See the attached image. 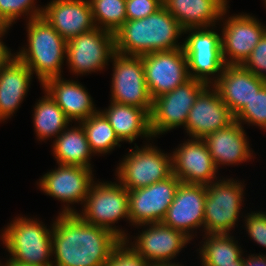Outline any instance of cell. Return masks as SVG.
<instances>
[{
	"mask_svg": "<svg viewBox=\"0 0 266 266\" xmlns=\"http://www.w3.org/2000/svg\"><path fill=\"white\" fill-rule=\"evenodd\" d=\"M10 261L24 265L53 266L51 230L36 219L18 217L1 233ZM50 260V261H49Z\"/></svg>",
	"mask_w": 266,
	"mask_h": 266,
	"instance_id": "cell-4",
	"label": "cell"
},
{
	"mask_svg": "<svg viewBox=\"0 0 266 266\" xmlns=\"http://www.w3.org/2000/svg\"><path fill=\"white\" fill-rule=\"evenodd\" d=\"M227 0H163V6L183 29L207 28L223 20L228 9Z\"/></svg>",
	"mask_w": 266,
	"mask_h": 266,
	"instance_id": "cell-25",
	"label": "cell"
},
{
	"mask_svg": "<svg viewBox=\"0 0 266 266\" xmlns=\"http://www.w3.org/2000/svg\"><path fill=\"white\" fill-rule=\"evenodd\" d=\"M89 3L98 28L114 34L127 20L126 0H89Z\"/></svg>",
	"mask_w": 266,
	"mask_h": 266,
	"instance_id": "cell-31",
	"label": "cell"
},
{
	"mask_svg": "<svg viewBox=\"0 0 266 266\" xmlns=\"http://www.w3.org/2000/svg\"><path fill=\"white\" fill-rule=\"evenodd\" d=\"M33 73L15 55L0 67V121L10 118L27 95Z\"/></svg>",
	"mask_w": 266,
	"mask_h": 266,
	"instance_id": "cell-24",
	"label": "cell"
},
{
	"mask_svg": "<svg viewBox=\"0 0 266 266\" xmlns=\"http://www.w3.org/2000/svg\"><path fill=\"white\" fill-rule=\"evenodd\" d=\"M203 245L199 248L202 266H220L232 264L242 256L234 236L229 234H205Z\"/></svg>",
	"mask_w": 266,
	"mask_h": 266,
	"instance_id": "cell-29",
	"label": "cell"
},
{
	"mask_svg": "<svg viewBox=\"0 0 266 266\" xmlns=\"http://www.w3.org/2000/svg\"><path fill=\"white\" fill-rule=\"evenodd\" d=\"M181 181L172 174L148 187L129 190V217L134 226L161 223Z\"/></svg>",
	"mask_w": 266,
	"mask_h": 266,
	"instance_id": "cell-12",
	"label": "cell"
},
{
	"mask_svg": "<svg viewBox=\"0 0 266 266\" xmlns=\"http://www.w3.org/2000/svg\"><path fill=\"white\" fill-rule=\"evenodd\" d=\"M33 123L37 139L57 137L70 124L63 110L45 91V96L34 106Z\"/></svg>",
	"mask_w": 266,
	"mask_h": 266,
	"instance_id": "cell-28",
	"label": "cell"
},
{
	"mask_svg": "<svg viewBox=\"0 0 266 266\" xmlns=\"http://www.w3.org/2000/svg\"><path fill=\"white\" fill-rule=\"evenodd\" d=\"M53 143L52 151L58 164L77 165L92 169L90 159L94 154L80 123L77 127L63 130Z\"/></svg>",
	"mask_w": 266,
	"mask_h": 266,
	"instance_id": "cell-27",
	"label": "cell"
},
{
	"mask_svg": "<svg viewBox=\"0 0 266 266\" xmlns=\"http://www.w3.org/2000/svg\"><path fill=\"white\" fill-rule=\"evenodd\" d=\"M3 266H33V265H24V264H20L18 262H13V261L7 260V262Z\"/></svg>",
	"mask_w": 266,
	"mask_h": 266,
	"instance_id": "cell-40",
	"label": "cell"
},
{
	"mask_svg": "<svg viewBox=\"0 0 266 266\" xmlns=\"http://www.w3.org/2000/svg\"><path fill=\"white\" fill-rule=\"evenodd\" d=\"M205 200L206 185L180 182L161 223L192 239L194 235L191 230L201 226L204 228Z\"/></svg>",
	"mask_w": 266,
	"mask_h": 266,
	"instance_id": "cell-16",
	"label": "cell"
},
{
	"mask_svg": "<svg viewBox=\"0 0 266 266\" xmlns=\"http://www.w3.org/2000/svg\"><path fill=\"white\" fill-rule=\"evenodd\" d=\"M135 146L116 168L117 179L128 191L148 187L172 175L171 154L163 153L151 144L138 148L135 143Z\"/></svg>",
	"mask_w": 266,
	"mask_h": 266,
	"instance_id": "cell-6",
	"label": "cell"
},
{
	"mask_svg": "<svg viewBox=\"0 0 266 266\" xmlns=\"http://www.w3.org/2000/svg\"><path fill=\"white\" fill-rule=\"evenodd\" d=\"M8 29L9 27H5L0 32V67L3 66L13 56L11 50L3 43V41H1V38L5 33H7Z\"/></svg>",
	"mask_w": 266,
	"mask_h": 266,
	"instance_id": "cell-38",
	"label": "cell"
},
{
	"mask_svg": "<svg viewBox=\"0 0 266 266\" xmlns=\"http://www.w3.org/2000/svg\"><path fill=\"white\" fill-rule=\"evenodd\" d=\"M111 61L114 69L110 101L142 108L151 114L153 99L146 85L142 56L115 53Z\"/></svg>",
	"mask_w": 266,
	"mask_h": 266,
	"instance_id": "cell-10",
	"label": "cell"
},
{
	"mask_svg": "<svg viewBox=\"0 0 266 266\" xmlns=\"http://www.w3.org/2000/svg\"><path fill=\"white\" fill-rule=\"evenodd\" d=\"M122 239L76 213H59L52 224L53 266H104ZM55 262V263H54Z\"/></svg>",
	"mask_w": 266,
	"mask_h": 266,
	"instance_id": "cell-1",
	"label": "cell"
},
{
	"mask_svg": "<svg viewBox=\"0 0 266 266\" xmlns=\"http://www.w3.org/2000/svg\"><path fill=\"white\" fill-rule=\"evenodd\" d=\"M261 79L243 65H226L220 77L211 85L236 116L264 85Z\"/></svg>",
	"mask_w": 266,
	"mask_h": 266,
	"instance_id": "cell-21",
	"label": "cell"
},
{
	"mask_svg": "<svg viewBox=\"0 0 266 266\" xmlns=\"http://www.w3.org/2000/svg\"><path fill=\"white\" fill-rule=\"evenodd\" d=\"M208 28H189L183 43L190 78L212 85L222 74L226 64L222 55L221 34ZM210 75H216L212 78Z\"/></svg>",
	"mask_w": 266,
	"mask_h": 266,
	"instance_id": "cell-8",
	"label": "cell"
},
{
	"mask_svg": "<svg viewBox=\"0 0 266 266\" xmlns=\"http://www.w3.org/2000/svg\"><path fill=\"white\" fill-rule=\"evenodd\" d=\"M128 243V238L121 240L104 266H149L150 264Z\"/></svg>",
	"mask_w": 266,
	"mask_h": 266,
	"instance_id": "cell-34",
	"label": "cell"
},
{
	"mask_svg": "<svg viewBox=\"0 0 266 266\" xmlns=\"http://www.w3.org/2000/svg\"><path fill=\"white\" fill-rule=\"evenodd\" d=\"M145 81L152 99L174 90L187 81L188 65L182 48L142 56Z\"/></svg>",
	"mask_w": 266,
	"mask_h": 266,
	"instance_id": "cell-13",
	"label": "cell"
},
{
	"mask_svg": "<svg viewBox=\"0 0 266 266\" xmlns=\"http://www.w3.org/2000/svg\"><path fill=\"white\" fill-rule=\"evenodd\" d=\"M110 106L101 110L109 120L118 138L133 143L136 138L153 137L150 129V114L142 108L110 102Z\"/></svg>",
	"mask_w": 266,
	"mask_h": 266,
	"instance_id": "cell-26",
	"label": "cell"
},
{
	"mask_svg": "<svg viewBox=\"0 0 266 266\" xmlns=\"http://www.w3.org/2000/svg\"><path fill=\"white\" fill-rule=\"evenodd\" d=\"M247 217V218H246ZM245 217L246 231L251 239L266 248V212H251Z\"/></svg>",
	"mask_w": 266,
	"mask_h": 266,
	"instance_id": "cell-37",
	"label": "cell"
},
{
	"mask_svg": "<svg viewBox=\"0 0 266 266\" xmlns=\"http://www.w3.org/2000/svg\"><path fill=\"white\" fill-rule=\"evenodd\" d=\"M82 213L76 214L85 222L107 228L122 240L127 234L122 229L113 226L118 220H129V194L121 183L93 182L89 194L83 203Z\"/></svg>",
	"mask_w": 266,
	"mask_h": 266,
	"instance_id": "cell-5",
	"label": "cell"
},
{
	"mask_svg": "<svg viewBox=\"0 0 266 266\" xmlns=\"http://www.w3.org/2000/svg\"><path fill=\"white\" fill-rule=\"evenodd\" d=\"M248 258V259H247ZM246 259L242 257V266H266L265 255H254L248 256Z\"/></svg>",
	"mask_w": 266,
	"mask_h": 266,
	"instance_id": "cell-39",
	"label": "cell"
},
{
	"mask_svg": "<svg viewBox=\"0 0 266 266\" xmlns=\"http://www.w3.org/2000/svg\"><path fill=\"white\" fill-rule=\"evenodd\" d=\"M92 173L90 168L58 164V168L44 174L37 185L46 195L66 203L61 213H76L69 204H83L94 182Z\"/></svg>",
	"mask_w": 266,
	"mask_h": 266,
	"instance_id": "cell-14",
	"label": "cell"
},
{
	"mask_svg": "<svg viewBox=\"0 0 266 266\" xmlns=\"http://www.w3.org/2000/svg\"><path fill=\"white\" fill-rule=\"evenodd\" d=\"M220 266H242V256L232 264L220 265Z\"/></svg>",
	"mask_w": 266,
	"mask_h": 266,
	"instance_id": "cell-41",
	"label": "cell"
},
{
	"mask_svg": "<svg viewBox=\"0 0 266 266\" xmlns=\"http://www.w3.org/2000/svg\"><path fill=\"white\" fill-rule=\"evenodd\" d=\"M238 123L246 122L266 130V84L251 98L235 116Z\"/></svg>",
	"mask_w": 266,
	"mask_h": 266,
	"instance_id": "cell-33",
	"label": "cell"
},
{
	"mask_svg": "<svg viewBox=\"0 0 266 266\" xmlns=\"http://www.w3.org/2000/svg\"><path fill=\"white\" fill-rule=\"evenodd\" d=\"M146 230L135 237L131 242L133 247L149 264L170 265L184 246L190 242V238L184 233L167 227L162 223L146 224Z\"/></svg>",
	"mask_w": 266,
	"mask_h": 266,
	"instance_id": "cell-19",
	"label": "cell"
},
{
	"mask_svg": "<svg viewBox=\"0 0 266 266\" xmlns=\"http://www.w3.org/2000/svg\"><path fill=\"white\" fill-rule=\"evenodd\" d=\"M115 51V36L112 32L95 27L67 41V64L74 74L103 70Z\"/></svg>",
	"mask_w": 266,
	"mask_h": 266,
	"instance_id": "cell-11",
	"label": "cell"
},
{
	"mask_svg": "<svg viewBox=\"0 0 266 266\" xmlns=\"http://www.w3.org/2000/svg\"><path fill=\"white\" fill-rule=\"evenodd\" d=\"M208 84L193 78L153 99L150 129L153 137L183 126L198 95Z\"/></svg>",
	"mask_w": 266,
	"mask_h": 266,
	"instance_id": "cell-9",
	"label": "cell"
},
{
	"mask_svg": "<svg viewBox=\"0 0 266 266\" xmlns=\"http://www.w3.org/2000/svg\"><path fill=\"white\" fill-rule=\"evenodd\" d=\"M182 34L183 27L162 6L148 17L126 20L114 33L115 51L127 56H143L158 51L179 49L183 47V43H177Z\"/></svg>",
	"mask_w": 266,
	"mask_h": 266,
	"instance_id": "cell-2",
	"label": "cell"
},
{
	"mask_svg": "<svg viewBox=\"0 0 266 266\" xmlns=\"http://www.w3.org/2000/svg\"><path fill=\"white\" fill-rule=\"evenodd\" d=\"M35 0H0V21L5 27L16 23L21 15H28L27 18L33 19L42 16L43 8L36 7Z\"/></svg>",
	"mask_w": 266,
	"mask_h": 266,
	"instance_id": "cell-32",
	"label": "cell"
},
{
	"mask_svg": "<svg viewBox=\"0 0 266 266\" xmlns=\"http://www.w3.org/2000/svg\"><path fill=\"white\" fill-rule=\"evenodd\" d=\"M210 87L211 85H208L198 95L189 111L185 130L191 138L204 139L235 121V116L222 101L217 90Z\"/></svg>",
	"mask_w": 266,
	"mask_h": 266,
	"instance_id": "cell-17",
	"label": "cell"
},
{
	"mask_svg": "<svg viewBox=\"0 0 266 266\" xmlns=\"http://www.w3.org/2000/svg\"><path fill=\"white\" fill-rule=\"evenodd\" d=\"M172 153V174L182 183L208 185L216 178L218 171L203 139H188Z\"/></svg>",
	"mask_w": 266,
	"mask_h": 266,
	"instance_id": "cell-18",
	"label": "cell"
},
{
	"mask_svg": "<svg viewBox=\"0 0 266 266\" xmlns=\"http://www.w3.org/2000/svg\"><path fill=\"white\" fill-rule=\"evenodd\" d=\"M42 17L66 41L96 27L89 0H52Z\"/></svg>",
	"mask_w": 266,
	"mask_h": 266,
	"instance_id": "cell-20",
	"label": "cell"
},
{
	"mask_svg": "<svg viewBox=\"0 0 266 266\" xmlns=\"http://www.w3.org/2000/svg\"><path fill=\"white\" fill-rule=\"evenodd\" d=\"M244 185L232 179L215 180L206 185L204 207L205 234H229L242 209Z\"/></svg>",
	"mask_w": 266,
	"mask_h": 266,
	"instance_id": "cell-7",
	"label": "cell"
},
{
	"mask_svg": "<svg viewBox=\"0 0 266 266\" xmlns=\"http://www.w3.org/2000/svg\"><path fill=\"white\" fill-rule=\"evenodd\" d=\"M5 28V26L3 25V23L0 21V32Z\"/></svg>",
	"mask_w": 266,
	"mask_h": 266,
	"instance_id": "cell-43",
	"label": "cell"
},
{
	"mask_svg": "<svg viewBox=\"0 0 266 266\" xmlns=\"http://www.w3.org/2000/svg\"><path fill=\"white\" fill-rule=\"evenodd\" d=\"M86 134L87 141L93 154L110 153L122 142L110 125L109 120L101 111L90 115L87 119L79 122Z\"/></svg>",
	"mask_w": 266,
	"mask_h": 266,
	"instance_id": "cell-30",
	"label": "cell"
},
{
	"mask_svg": "<svg viewBox=\"0 0 266 266\" xmlns=\"http://www.w3.org/2000/svg\"><path fill=\"white\" fill-rule=\"evenodd\" d=\"M149 266H182V265H180V264H176V265H174V264H170V265H162V264H150Z\"/></svg>",
	"mask_w": 266,
	"mask_h": 266,
	"instance_id": "cell-42",
	"label": "cell"
},
{
	"mask_svg": "<svg viewBox=\"0 0 266 266\" xmlns=\"http://www.w3.org/2000/svg\"><path fill=\"white\" fill-rule=\"evenodd\" d=\"M243 66L257 77L266 80V32L256 44Z\"/></svg>",
	"mask_w": 266,
	"mask_h": 266,
	"instance_id": "cell-35",
	"label": "cell"
},
{
	"mask_svg": "<svg viewBox=\"0 0 266 266\" xmlns=\"http://www.w3.org/2000/svg\"><path fill=\"white\" fill-rule=\"evenodd\" d=\"M28 48L22 47L16 56L36 73L41 85L48 79L62 77L67 41L42 16L27 21Z\"/></svg>",
	"mask_w": 266,
	"mask_h": 266,
	"instance_id": "cell-3",
	"label": "cell"
},
{
	"mask_svg": "<svg viewBox=\"0 0 266 266\" xmlns=\"http://www.w3.org/2000/svg\"><path fill=\"white\" fill-rule=\"evenodd\" d=\"M163 6V0H126L127 20L148 17Z\"/></svg>",
	"mask_w": 266,
	"mask_h": 266,
	"instance_id": "cell-36",
	"label": "cell"
},
{
	"mask_svg": "<svg viewBox=\"0 0 266 266\" xmlns=\"http://www.w3.org/2000/svg\"><path fill=\"white\" fill-rule=\"evenodd\" d=\"M203 140L217 170L220 165H235L252 159L253 151L250 149L244 127L236 120L229 126L207 135Z\"/></svg>",
	"mask_w": 266,
	"mask_h": 266,
	"instance_id": "cell-22",
	"label": "cell"
},
{
	"mask_svg": "<svg viewBox=\"0 0 266 266\" xmlns=\"http://www.w3.org/2000/svg\"><path fill=\"white\" fill-rule=\"evenodd\" d=\"M42 87L71 122H81L98 111L91 95L78 81L55 77L45 81Z\"/></svg>",
	"mask_w": 266,
	"mask_h": 266,
	"instance_id": "cell-23",
	"label": "cell"
},
{
	"mask_svg": "<svg viewBox=\"0 0 266 266\" xmlns=\"http://www.w3.org/2000/svg\"><path fill=\"white\" fill-rule=\"evenodd\" d=\"M223 22L221 45L224 62L226 65H243L266 32V26L248 14H236Z\"/></svg>",
	"mask_w": 266,
	"mask_h": 266,
	"instance_id": "cell-15",
	"label": "cell"
}]
</instances>
